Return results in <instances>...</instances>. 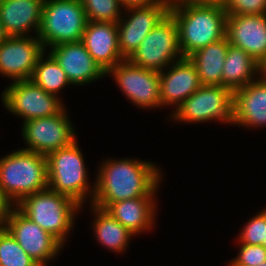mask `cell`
I'll return each mask as SVG.
<instances>
[{
  "label": "cell",
  "mask_w": 266,
  "mask_h": 266,
  "mask_svg": "<svg viewBox=\"0 0 266 266\" xmlns=\"http://www.w3.org/2000/svg\"><path fill=\"white\" fill-rule=\"evenodd\" d=\"M260 73L261 74H258V75L266 77V57L260 63Z\"/></svg>",
  "instance_id": "34"
},
{
  "label": "cell",
  "mask_w": 266,
  "mask_h": 266,
  "mask_svg": "<svg viewBox=\"0 0 266 266\" xmlns=\"http://www.w3.org/2000/svg\"><path fill=\"white\" fill-rule=\"evenodd\" d=\"M196 3L201 4H215V5H221L224 6L227 0H188Z\"/></svg>",
  "instance_id": "33"
},
{
  "label": "cell",
  "mask_w": 266,
  "mask_h": 266,
  "mask_svg": "<svg viewBox=\"0 0 266 266\" xmlns=\"http://www.w3.org/2000/svg\"><path fill=\"white\" fill-rule=\"evenodd\" d=\"M167 72H159L160 100L162 107L172 105L178 108L201 86L195 65L188 57L173 62Z\"/></svg>",
  "instance_id": "17"
},
{
  "label": "cell",
  "mask_w": 266,
  "mask_h": 266,
  "mask_svg": "<svg viewBox=\"0 0 266 266\" xmlns=\"http://www.w3.org/2000/svg\"><path fill=\"white\" fill-rule=\"evenodd\" d=\"M8 36L6 35L4 29H3V25L0 19V42L3 41L4 39H6Z\"/></svg>",
  "instance_id": "35"
},
{
  "label": "cell",
  "mask_w": 266,
  "mask_h": 266,
  "mask_svg": "<svg viewBox=\"0 0 266 266\" xmlns=\"http://www.w3.org/2000/svg\"><path fill=\"white\" fill-rule=\"evenodd\" d=\"M260 74V63L241 48L229 44L222 71V86L233 92L253 82Z\"/></svg>",
  "instance_id": "23"
},
{
  "label": "cell",
  "mask_w": 266,
  "mask_h": 266,
  "mask_svg": "<svg viewBox=\"0 0 266 266\" xmlns=\"http://www.w3.org/2000/svg\"><path fill=\"white\" fill-rule=\"evenodd\" d=\"M109 74L117 81L120 91L137 107H162L159 72L123 60L106 72L108 77Z\"/></svg>",
  "instance_id": "11"
},
{
  "label": "cell",
  "mask_w": 266,
  "mask_h": 266,
  "mask_svg": "<svg viewBox=\"0 0 266 266\" xmlns=\"http://www.w3.org/2000/svg\"><path fill=\"white\" fill-rule=\"evenodd\" d=\"M182 58L178 26L174 17L168 13L142 40L128 60L136 66L161 72Z\"/></svg>",
  "instance_id": "7"
},
{
  "label": "cell",
  "mask_w": 266,
  "mask_h": 266,
  "mask_svg": "<svg viewBox=\"0 0 266 266\" xmlns=\"http://www.w3.org/2000/svg\"><path fill=\"white\" fill-rule=\"evenodd\" d=\"M0 186L15 205L25 196L47 189V157L24 149L3 156Z\"/></svg>",
  "instance_id": "3"
},
{
  "label": "cell",
  "mask_w": 266,
  "mask_h": 266,
  "mask_svg": "<svg viewBox=\"0 0 266 266\" xmlns=\"http://www.w3.org/2000/svg\"><path fill=\"white\" fill-rule=\"evenodd\" d=\"M16 207L62 245L65 244L71 229H74L76 212L82 209V206L69 196L49 188L25 196Z\"/></svg>",
  "instance_id": "4"
},
{
  "label": "cell",
  "mask_w": 266,
  "mask_h": 266,
  "mask_svg": "<svg viewBox=\"0 0 266 266\" xmlns=\"http://www.w3.org/2000/svg\"><path fill=\"white\" fill-rule=\"evenodd\" d=\"M223 8L227 15L266 14V0H227Z\"/></svg>",
  "instance_id": "30"
},
{
  "label": "cell",
  "mask_w": 266,
  "mask_h": 266,
  "mask_svg": "<svg viewBox=\"0 0 266 266\" xmlns=\"http://www.w3.org/2000/svg\"><path fill=\"white\" fill-rule=\"evenodd\" d=\"M81 41L105 72L125 60L118 47L117 23L87 21Z\"/></svg>",
  "instance_id": "18"
},
{
  "label": "cell",
  "mask_w": 266,
  "mask_h": 266,
  "mask_svg": "<svg viewBox=\"0 0 266 266\" xmlns=\"http://www.w3.org/2000/svg\"><path fill=\"white\" fill-rule=\"evenodd\" d=\"M46 157L49 189L69 196L81 206H84L88 196L92 202L95 183L91 187L87 182L85 159L77 140L72 145L49 153Z\"/></svg>",
  "instance_id": "5"
},
{
  "label": "cell",
  "mask_w": 266,
  "mask_h": 266,
  "mask_svg": "<svg viewBox=\"0 0 266 266\" xmlns=\"http://www.w3.org/2000/svg\"><path fill=\"white\" fill-rule=\"evenodd\" d=\"M96 215L93 221V231L100 245L116 253H122L128 247L134 234L114 219L105 209L95 205L90 206Z\"/></svg>",
  "instance_id": "24"
},
{
  "label": "cell",
  "mask_w": 266,
  "mask_h": 266,
  "mask_svg": "<svg viewBox=\"0 0 266 266\" xmlns=\"http://www.w3.org/2000/svg\"><path fill=\"white\" fill-rule=\"evenodd\" d=\"M240 231L239 243L262 245L266 239V208L253 216Z\"/></svg>",
  "instance_id": "28"
},
{
  "label": "cell",
  "mask_w": 266,
  "mask_h": 266,
  "mask_svg": "<svg viewBox=\"0 0 266 266\" xmlns=\"http://www.w3.org/2000/svg\"><path fill=\"white\" fill-rule=\"evenodd\" d=\"M172 0H119L123 9L129 7H148L158 4H171Z\"/></svg>",
  "instance_id": "32"
},
{
  "label": "cell",
  "mask_w": 266,
  "mask_h": 266,
  "mask_svg": "<svg viewBox=\"0 0 266 266\" xmlns=\"http://www.w3.org/2000/svg\"><path fill=\"white\" fill-rule=\"evenodd\" d=\"M234 92L225 86L201 85L171 114L177 122H233Z\"/></svg>",
  "instance_id": "8"
},
{
  "label": "cell",
  "mask_w": 266,
  "mask_h": 266,
  "mask_svg": "<svg viewBox=\"0 0 266 266\" xmlns=\"http://www.w3.org/2000/svg\"><path fill=\"white\" fill-rule=\"evenodd\" d=\"M257 266H266V261L263 262L262 264L257 265Z\"/></svg>",
  "instance_id": "36"
},
{
  "label": "cell",
  "mask_w": 266,
  "mask_h": 266,
  "mask_svg": "<svg viewBox=\"0 0 266 266\" xmlns=\"http://www.w3.org/2000/svg\"><path fill=\"white\" fill-rule=\"evenodd\" d=\"M155 197H138L111 203L105 210L134 235L152 229L156 217Z\"/></svg>",
  "instance_id": "21"
},
{
  "label": "cell",
  "mask_w": 266,
  "mask_h": 266,
  "mask_svg": "<svg viewBox=\"0 0 266 266\" xmlns=\"http://www.w3.org/2000/svg\"><path fill=\"white\" fill-rule=\"evenodd\" d=\"M45 51L37 36L7 37L0 42V74L12 81L30 80Z\"/></svg>",
  "instance_id": "13"
},
{
  "label": "cell",
  "mask_w": 266,
  "mask_h": 266,
  "mask_svg": "<svg viewBox=\"0 0 266 266\" xmlns=\"http://www.w3.org/2000/svg\"><path fill=\"white\" fill-rule=\"evenodd\" d=\"M262 245L266 248V239H264V242Z\"/></svg>",
  "instance_id": "37"
},
{
  "label": "cell",
  "mask_w": 266,
  "mask_h": 266,
  "mask_svg": "<svg viewBox=\"0 0 266 266\" xmlns=\"http://www.w3.org/2000/svg\"><path fill=\"white\" fill-rule=\"evenodd\" d=\"M21 132L27 145L23 149L45 156L77 140L65 107L54 116L25 121Z\"/></svg>",
  "instance_id": "9"
},
{
  "label": "cell",
  "mask_w": 266,
  "mask_h": 266,
  "mask_svg": "<svg viewBox=\"0 0 266 266\" xmlns=\"http://www.w3.org/2000/svg\"><path fill=\"white\" fill-rule=\"evenodd\" d=\"M49 49L65 72L70 85H86L106 76V72L94 61L82 41L63 43Z\"/></svg>",
  "instance_id": "16"
},
{
  "label": "cell",
  "mask_w": 266,
  "mask_h": 266,
  "mask_svg": "<svg viewBox=\"0 0 266 266\" xmlns=\"http://www.w3.org/2000/svg\"><path fill=\"white\" fill-rule=\"evenodd\" d=\"M4 227L39 266H47V262H51L63 249L55 237L31 221L17 207L12 210Z\"/></svg>",
  "instance_id": "12"
},
{
  "label": "cell",
  "mask_w": 266,
  "mask_h": 266,
  "mask_svg": "<svg viewBox=\"0 0 266 266\" xmlns=\"http://www.w3.org/2000/svg\"><path fill=\"white\" fill-rule=\"evenodd\" d=\"M86 13L87 21L117 23L124 17L119 0H80ZM122 7V8H121ZM122 15V16H121Z\"/></svg>",
  "instance_id": "27"
},
{
  "label": "cell",
  "mask_w": 266,
  "mask_h": 266,
  "mask_svg": "<svg viewBox=\"0 0 266 266\" xmlns=\"http://www.w3.org/2000/svg\"><path fill=\"white\" fill-rule=\"evenodd\" d=\"M0 266H39L5 227L0 228Z\"/></svg>",
  "instance_id": "26"
},
{
  "label": "cell",
  "mask_w": 266,
  "mask_h": 266,
  "mask_svg": "<svg viewBox=\"0 0 266 266\" xmlns=\"http://www.w3.org/2000/svg\"><path fill=\"white\" fill-rule=\"evenodd\" d=\"M16 207L13 201L5 194L0 186V228L5 226L7 218Z\"/></svg>",
  "instance_id": "31"
},
{
  "label": "cell",
  "mask_w": 266,
  "mask_h": 266,
  "mask_svg": "<svg viewBox=\"0 0 266 266\" xmlns=\"http://www.w3.org/2000/svg\"><path fill=\"white\" fill-rule=\"evenodd\" d=\"M225 37L261 63L266 57V14L227 15Z\"/></svg>",
  "instance_id": "15"
},
{
  "label": "cell",
  "mask_w": 266,
  "mask_h": 266,
  "mask_svg": "<svg viewBox=\"0 0 266 266\" xmlns=\"http://www.w3.org/2000/svg\"><path fill=\"white\" fill-rule=\"evenodd\" d=\"M241 244L238 256L229 266H257L266 261V248L263 245Z\"/></svg>",
  "instance_id": "29"
},
{
  "label": "cell",
  "mask_w": 266,
  "mask_h": 266,
  "mask_svg": "<svg viewBox=\"0 0 266 266\" xmlns=\"http://www.w3.org/2000/svg\"><path fill=\"white\" fill-rule=\"evenodd\" d=\"M87 24L80 0H44L37 38L44 49L82 40Z\"/></svg>",
  "instance_id": "6"
},
{
  "label": "cell",
  "mask_w": 266,
  "mask_h": 266,
  "mask_svg": "<svg viewBox=\"0 0 266 266\" xmlns=\"http://www.w3.org/2000/svg\"><path fill=\"white\" fill-rule=\"evenodd\" d=\"M228 47L229 42L225 37L188 57L195 65L201 85L222 86V71Z\"/></svg>",
  "instance_id": "22"
},
{
  "label": "cell",
  "mask_w": 266,
  "mask_h": 266,
  "mask_svg": "<svg viewBox=\"0 0 266 266\" xmlns=\"http://www.w3.org/2000/svg\"><path fill=\"white\" fill-rule=\"evenodd\" d=\"M44 0H0V19L8 37L38 35Z\"/></svg>",
  "instance_id": "20"
},
{
  "label": "cell",
  "mask_w": 266,
  "mask_h": 266,
  "mask_svg": "<svg viewBox=\"0 0 266 266\" xmlns=\"http://www.w3.org/2000/svg\"><path fill=\"white\" fill-rule=\"evenodd\" d=\"M170 5L158 4L125 9V18L121 17L117 22L118 47L125 60L132 56L148 33L169 13Z\"/></svg>",
  "instance_id": "14"
},
{
  "label": "cell",
  "mask_w": 266,
  "mask_h": 266,
  "mask_svg": "<svg viewBox=\"0 0 266 266\" xmlns=\"http://www.w3.org/2000/svg\"><path fill=\"white\" fill-rule=\"evenodd\" d=\"M3 105L23 122L54 116L64 107L61 98L47 93L31 80L14 81L1 94Z\"/></svg>",
  "instance_id": "10"
},
{
  "label": "cell",
  "mask_w": 266,
  "mask_h": 266,
  "mask_svg": "<svg viewBox=\"0 0 266 266\" xmlns=\"http://www.w3.org/2000/svg\"><path fill=\"white\" fill-rule=\"evenodd\" d=\"M45 53L47 52L45 51L39 57L30 80L47 93L57 96L56 93L68 86L70 82L54 57L49 53L45 59Z\"/></svg>",
  "instance_id": "25"
},
{
  "label": "cell",
  "mask_w": 266,
  "mask_h": 266,
  "mask_svg": "<svg viewBox=\"0 0 266 266\" xmlns=\"http://www.w3.org/2000/svg\"><path fill=\"white\" fill-rule=\"evenodd\" d=\"M169 13L178 26L183 57L225 38L227 13L221 5L172 0Z\"/></svg>",
  "instance_id": "2"
},
{
  "label": "cell",
  "mask_w": 266,
  "mask_h": 266,
  "mask_svg": "<svg viewBox=\"0 0 266 266\" xmlns=\"http://www.w3.org/2000/svg\"><path fill=\"white\" fill-rule=\"evenodd\" d=\"M258 77L234 91L232 125L246 128L266 126V77Z\"/></svg>",
  "instance_id": "19"
},
{
  "label": "cell",
  "mask_w": 266,
  "mask_h": 266,
  "mask_svg": "<svg viewBox=\"0 0 266 266\" xmlns=\"http://www.w3.org/2000/svg\"><path fill=\"white\" fill-rule=\"evenodd\" d=\"M150 161L107 158L99 166L91 202L106 209L111 203L138 197H155L162 176Z\"/></svg>",
  "instance_id": "1"
}]
</instances>
